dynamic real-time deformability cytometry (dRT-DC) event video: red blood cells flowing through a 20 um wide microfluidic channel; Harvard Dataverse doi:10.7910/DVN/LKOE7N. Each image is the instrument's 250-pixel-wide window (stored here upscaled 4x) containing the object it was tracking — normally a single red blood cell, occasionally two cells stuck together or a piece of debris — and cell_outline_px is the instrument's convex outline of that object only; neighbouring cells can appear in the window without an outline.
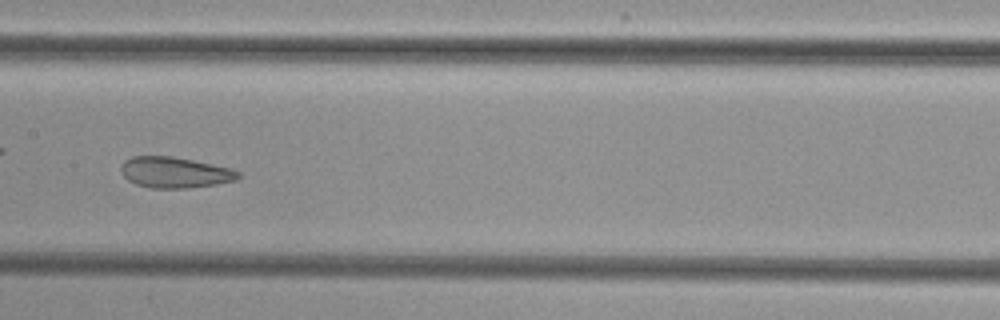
{"species": "common noctule bat (a hibernating species)", "species_latin": "Nyctalus noctula", "temperature_condition": "cold", "stored_images_in_passage": 47, "camera_frame_rate_fps": 3000, "um_per_image_px": 0.085, "animal": {"sex": "female", "body_mass_g": 29.2, "forearm_length_mm": 56.3}, "frame": {"image": 1, "passage_image": 21, "time_ms": 6.667, "image_size_px": [1000, 320], "cell_outline_px": [[240, 176], [236, 180], [216, 184], [188, 188], [152, 188], [136, 184], [128, 180], [120, 172], [120, 164], [124, 160], [132, 156], [172, 156], [232, 168], [240, 172]], "centroid_in_image_um": [14.84, 14.65], "position_along_channel_um": 192.6, "area_um2": 21.21}}
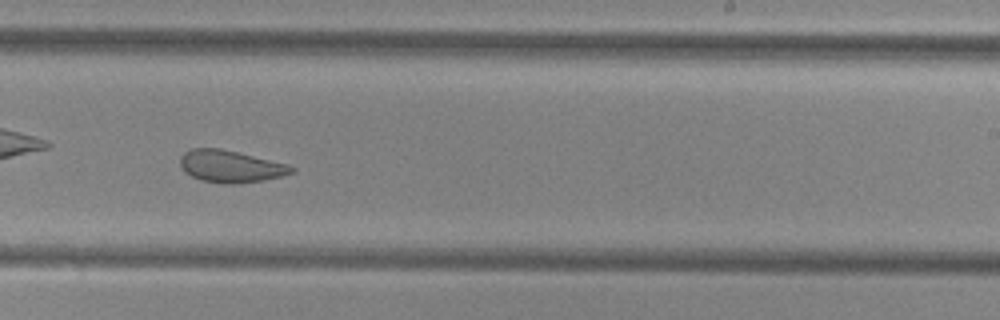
{"frame": {"image": 2, "passage_image": 27, "time_ms": 8.667, "image_size_px": [1000, 320], "cell_outline_px": [[296, 172], [264, 180], [236, 184], [224, 184], [200, 180], [184, 172], [180, 168], [180, 156], [184, 152], [192, 148], [220, 148], [288, 164], [296, 168]], "centroid_in_image_um": [19.58, 14.15], "position_along_channel_um": 269.4, "area_um2": 20.98}}